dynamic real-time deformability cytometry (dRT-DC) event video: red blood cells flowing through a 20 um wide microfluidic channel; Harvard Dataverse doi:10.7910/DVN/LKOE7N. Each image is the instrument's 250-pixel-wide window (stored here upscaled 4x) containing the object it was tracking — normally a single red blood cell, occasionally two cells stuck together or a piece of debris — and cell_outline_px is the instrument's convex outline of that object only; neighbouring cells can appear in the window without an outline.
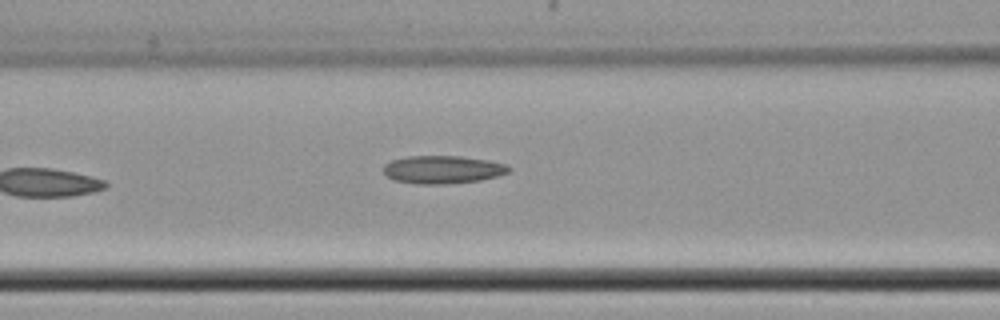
{"species": "common noctule bat (a hibernating species)", "species_latin": "Nyctalus noctula", "temperature_condition": "cold", "stored_images_in_passage": 8, "camera_frame_rate_fps": 3000, "um_per_image_px": 0.085, "animal": {"sex": "female", "body_mass_g": 22.7, "forearm_length_mm": 54.2}, "frame": {"image": 1, "passage_image": 8, "time_ms": 8.333, "image_size_px": [1000, 320], "cell_outline_px": [[512, 168], [508, 172], [496, 176], [480, 180], [444, 184], [416, 184], [392, 180], [384, 172], [384, 164], [392, 160], [408, 156], [460, 156], [488, 160], [508, 164]], "centroid_in_image_um": [37.63, 14.41], "position_along_channel_um": 129.0, "area_um2": 20.46}}